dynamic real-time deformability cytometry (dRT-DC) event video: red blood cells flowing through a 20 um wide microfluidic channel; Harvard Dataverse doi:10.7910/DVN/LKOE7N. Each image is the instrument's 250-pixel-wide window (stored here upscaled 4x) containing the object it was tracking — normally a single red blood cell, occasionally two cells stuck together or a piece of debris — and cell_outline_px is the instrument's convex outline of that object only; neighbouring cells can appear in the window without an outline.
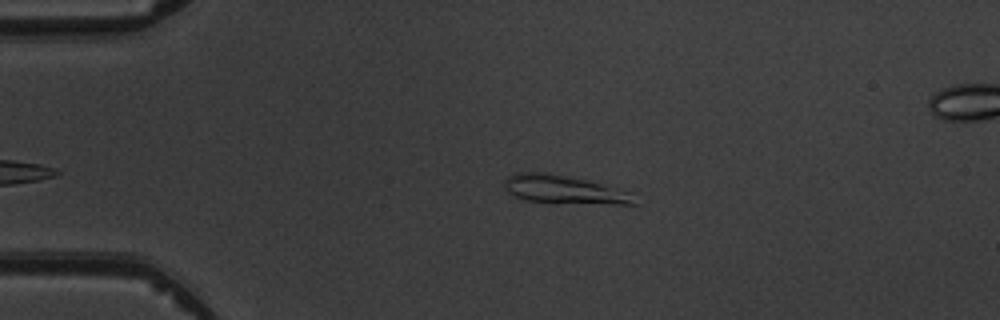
{"species": "common noctule bat (a hibernating species)", "species_latin": "Nyctalus noctula", "temperature_condition": "warm", "stored_images_in_passage": 3, "camera_frame_rate_fps": 3000, "um_per_image_px": 0.085, "animal": {"sex": "male", "body_mass_g": 19.5, "forearm_length_mm": 54.6}, "frame": {"image": 1, "passage_image": 3, "time_ms": 2.333, "image_size_px": [1000, 320], "cell_outline_px": [[640, 204], [612, 204], [524, 200], [508, 192], [504, 188], [504, 180], [508, 176], [516, 172], [544, 172], [568, 176], [632, 192]], "centroid_in_image_um": [47.96, 16.1], "position_along_channel_um": 37.0, "area_um2": 21.15}}